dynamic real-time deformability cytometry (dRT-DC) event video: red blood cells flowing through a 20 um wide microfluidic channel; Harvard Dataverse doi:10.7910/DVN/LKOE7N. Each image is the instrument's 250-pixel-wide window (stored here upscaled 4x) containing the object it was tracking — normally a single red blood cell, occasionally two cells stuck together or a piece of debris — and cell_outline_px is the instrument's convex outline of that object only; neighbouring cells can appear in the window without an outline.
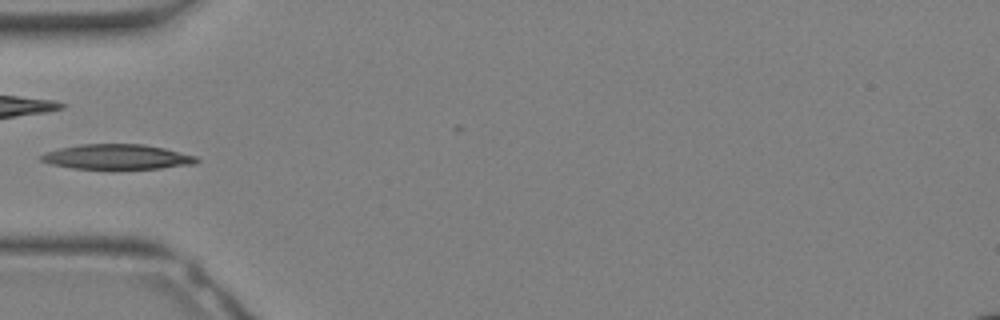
{"species": "Egyptian fruit bat (a non-hibernating species)", "species_latin": "Rousettus aegyptiacus", "temperature_condition": "warm", "stored_images_in_passage": 18, "camera_frame_rate_fps": 3000, "um_per_image_px": 0.085, "animal": {"sex": "female"}, "frame": {"image": 1, "passage_image": 10, "time_ms": 3.0, "image_size_px": [1000, 320], "cell_outline_px": [[200, 160], [196, 164], [160, 168], [72, 168], [52, 164], [40, 160], [40, 156], [48, 152], [60, 148], [80, 144], [144, 144], [164, 148], [196, 156]], "centroid_in_image_um": [9.99, 13.32], "position_along_channel_um": 75.0, "area_um2": 22.31}}
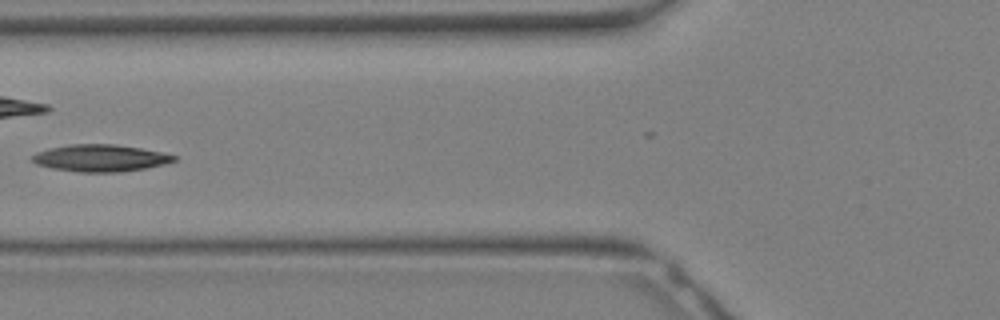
{"frame": {"image": 2, "passage_image": 12, "time_ms": 3.667, "image_size_px": [1000, 320], "cell_outline_px": [[176, 160], [164, 164], [144, 168], [120, 172], [80, 172], [52, 168], [36, 164], [28, 160], [36, 152], [48, 148], [68, 144], [116, 144], [140, 148], [160, 152], [176, 156]], "centroid_in_image_um": [8.46, 13.43], "position_along_channel_um": 117.3, "area_um2": 22.31}}